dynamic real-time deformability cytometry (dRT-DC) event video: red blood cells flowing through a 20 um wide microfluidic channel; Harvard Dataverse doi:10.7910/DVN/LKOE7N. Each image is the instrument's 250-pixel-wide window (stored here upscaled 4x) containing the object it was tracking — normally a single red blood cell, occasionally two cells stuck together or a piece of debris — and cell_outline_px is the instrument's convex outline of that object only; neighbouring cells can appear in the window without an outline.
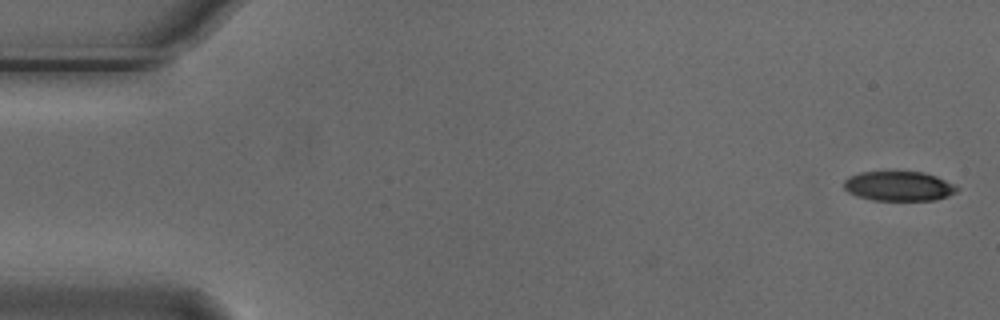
{"species": "Egyptian fruit bat (a non-hibernating species)", "species_latin": "Rousettus aegyptiacus", "temperature_condition": "cold", "stored_images_in_passage": 4, "camera_frame_rate_fps": 3000, "um_per_image_px": 0.085, "animal": {"sex": "male"}, "frame": {"image": 1, "passage_image": 1, "time_ms": 0.0, "image_size_px": [1000, 320], "cell_outline_px": [[960, 188], [956, 192], [948, 196], [936, 200], [872, 200], [856, 196], [848, 192], [844, 188], [844, 180], [848, 176], [860, 172], [924, 172], [936, 176], [956, 184]], "centroid_in_image_um": [76.41, 15.82], "position_along_channel_um": 8.6, "area_um2": 19.71}}
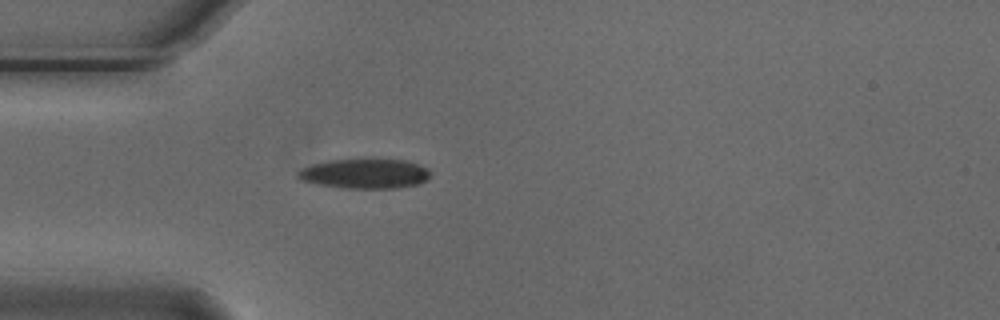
{"frame": {"image": 2, "passage_image": 4, "time_ms": 1.0, "image_size_px": [1000, 320], "cell_outline_px": [[432, 176], [428, 180], [416, 184], [396, 188], [340, 188], [316, 184], [300, 180], [296, 176], [296, 172], [300, 168], [312, 164], [328, 160], [404, 160], [428, 168], [432, 172]], "centroid_in_image_um": [30.98, 14.77], "position_along_channel_um": 54.0, "area_um2": 23.06}}